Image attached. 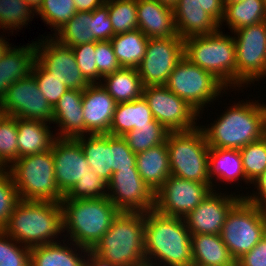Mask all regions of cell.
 <instances>
[{
	"label": "cell",
	"mask_w": 266,
	"mask_h": 266,
	"mask_svg": "<svg viewBox=\"0 0 266 266\" xmlns=\"http://www.w3.org/2000/svg\"><path fill=\"white\" fill-rule=\"evenodd\" d=\"M144 220L147 266H193L191 234L183 218L154 209L144 213Z\"/></svg>",
	"instance_id": "cell-1"
},
{
	"label": "cell",
	"mask_w": 266,
	"mask_h": 266,
	"mask_svg": "<svg viewBox=\"0 0 266 266\" xmlns=\"http://www.w3.org/2000/svg\"><path fill=\"white\" fill-rule=\"evenodd\" d=\"M251 101L232 104L210 126H199L210 148L240 150L265 136L266 104Z\"/></svg>",
	"instance_id": "cell-2"
},
{
	"label": "cell",
	"mask_w": 266,
	"mask_h": 266,
	"mask_svg": "<svg viewBox=\"0 0 266 266\" xmlns=\"http://www.w3.org/2000/svg\"><path fill=\"white\" fill-rule=\"evenodd\" d=\"M3 231L29 248L60 241L56 239L64 232L61 203L20 200Z\"/></svg>",
	"instance_id": "cell-3"
},
{
	"label": "cell",
	"mask_w": 266,
	"mask_h": 266,
	"mask_svg": "<svg viewBox=\"0 0 266 266\" xmlns=\"http://www.w3.org/2000/svg\"><path fill=\"white\" fill-rule=\"evenodd\" d=\"M63 231L68 241L92 250L121 212L108 197L62 199Z\"/></svg>",
	"instance_id": "cell-4"
},
{
	"label": "cell",
	"mask_w": 266,
	"mask_h": 266,
	"mask_svg": "<svg viewBox=\"0 0 266 266\" xmlns=\"http://www.w3.org/2000/svg\"><path fill=\"white\" fill-rule=\"evenodd\" d=\"M144 213L120 212L92 251L117 266H147Z\"/></svg>",
	"instance_id": "cell-5"
},
{
	"label": "cell",
	"mask_w": 266,
	"mask_h": 266,
	"mask_svg": "<svg viewBox=\"0 0 266 266\" xmlns=\"http://www.w3.org/2000/svg\"><path fill=\"white\" fill-rule=\"evenodd\" d=\"M220 29L184 39V57L212 73L227 88L236 89V50L233 36Z\"/></svg>",
	"instance_id": "cell-6"
},
{
	"label": "cell",
	"mask_w": 266,
	"mask_h": 266,
	"mask_svg": "<svg viewBox=\"0 0 266 266\" xmlns=\"http://www.w3.org/2000/svg\"><path fill=\"white\" fill-rule=\"evenodd\" d=\"M7 171L20 200L60 203L64 197L56 184L52 150L20 157Z\"/></svg>",
	"instance_id": "cell-7"
},
{
	"label": "cell",
	"mask_w": 266,
	"mask_h": 266,
	"mask_svg": "<svg viewBox=\"0 0 266 266\" xmlns=\"http://www.w3.org/2000/svg\"><path fill=\"white\" fill-rule=\"evenodd\" d=\"M166 145L171 175L200 183H211L210 147L199 125L188 131L169 132Z\"/></svg>",
	"instance_id": "cell-8"
},
{
	"label": "cell",
	"mask_w": 266,
	"mask_h": 266,
	"mask_svg": "<svg viewBox=\"0 0 266 266\" xmlns=\"http://www.w3.org/2000/svg\"><path fill=\"white\" fill-rule=\"evenodd\" d=\"M220 235L237 261L266 235V208L242 198L229 211Z\"/></svg>",
	"instance_id": "cell-9"
},
{
	"label": "cell",
	"mask_w": 266,
	"mask_h": 266,
	"mask_svg": "<svg viewBox=\"0 0 266 266\" xmlns=\"http://www.w3.org/2000/svg\"><path fill=\"white\" fill-rule=\"evenodd\" d=\"M165 86L192 106L199 117L205 106L229 89L212 73L192 64L185 57L174 67Z\"/></svg>",
	"instance_id": "cell-10"
},
{
	"label": "cell",
	"mask_w": 266,
	"mask_h": 266,
	"mask_svg": "<svg viewBox=\"0 0 266 266\" xmlns=\"http://www.w3.org/2000/svg\"><path fill=\"white\" fill-rule=\"evenodd\" d=\"M235 36H234V35ZM236 50V87H247L266 76V21L232 33Z\"/></svg>",
	"instance_id": "cell-11"
},
{
	"label": "cell",
	"mask_w": 266,
	"mask_h": 266,
	"mask_svg": "<svg viewBox=\"0 0 266 266\" xmlns=\"http://www.w3.org/2000/svg\"><path fill=\"white\" fill-rule=\"evenodd\" d=\"M142 96L147 101L153 118L169 132L188 131L197 127L199 113L165 85L145 86Z\"/></svg>",
	"instance_id": "cell-12"
},
{
	"label": "cell",
	"mask_w": 266,
	"mask_h": 266,
	"mask_svg": "<svg viewBox=\"0 0 266 266\" xmlns=\"http://www.w3.org/2000/svg\"><path fill=\"white\" fill-rule=\"evenodd\" d=\"M212 191L211 183H200L170 175L155 193V210L165 216L184 219Z\"/></svg>",
	"instance_id": "cell-13"
},
{
	"label": "cell",
	"mask_w": 266,
	"mask_h": 266,
	"mask_svg": "<svg viewBox=\"0 0 266 266\" xmlns=\"http://www.w3.org/2000/svg\"><path fill=\"white\" fill-rule=\"evenodd\" d=\"M0 111L16 118L49 124L53 121V107L45 99L31 74L9 86L0 102Z\"/></svg>",
	"instance_id": "cell-14"
},
{
	"label": "cell",
	"mask_w": 266,
	"mask_h": 266,
	"mask_svg": "<svg viewBox=\"0 0 266 266\" xmlns=\"http://www.w3.org/2000/svg\"><path fill=\"white\" fill-rule=\"evenodd\" d=\"M183 57V38H149L146 53L137 68L143 86L165 85Z\"/></svg>",
	"instance_id": "cell-15"
},
{
	"label": "cell",
	"mask_w": 266,
	"mask_h": 266,
	"mask_svg": "<svg viewBox=\"0 0 266 266\" xmlns=\"http://www.w3.org/2000/svg\"><path fill=\"white\" fill-rule=\"evenodd\" d=\"M51 35L34 41L35 59L68 89L84 90L90 83L77 66L72 48L59 43Z\"/></svg>",
	"instance_id": "cell-16"
},
{
	"label": "cell",
	"mask_w": 266,
	"mask_h": 266,
	"mask_svg": "<svg viewBox=\"0 0 266 266\" xmlns=\"http://www.w3.org/2000/svg\"><path fill=\"white\" fill-rule=\"evenodd\" d=\"M108 198L121 212L145 213L155 209V193L145 184L137 169L112 174Z\"/></svg>",
	"instance_id": "cell-17"
},
{
	"label": "cell",
	"mask_w": 266,
	"mask_h": 266,
	"mask_svg": "<svg viewBox=\"0 0 266 266\" xmlns=\"http://www.w3.org/2000/svg\"><path fill=\"white\" fill-rule=\"evenodd\" d=\"M216 192V190L212 191L184 218L191 235H220L229 211L245 196L240 193L228 195Z\"/></svg>",
	"instance_id": "cell-18"
},
{
	"label": "cell",
	"mask_w": 266,
	"mask_h": 266,
	"mask_svg": "<svg viewBox=\"0 0 266 266\" xmlns=\"http://www.w3.org/2000/svg\"><path fill=\"white\" fill-rule=\"evenodd\" d=\"M51 150L56 184L65 195L78 180L92 170L80 143L76 139L56 138Z\"/></svg>",
	"instance_id": "cell-19"
},
{
	"label": "cell",
	"mask_w": 266,
	"mask_h": 266,
	"mask_svg": "<svg viewBox=\"0 0 266 266\" xmlns=\"http://www.w3.org/2000/svg\"><path fill=\"white\" fill-rule=\"evenodd\" d=\"M115 99L100 83L89 84L83 90V115L85 135L109 134L116 108Z\"/></svg>",
	"instance_id": "cell-20"
},
{
	"label": "cell",
	"mask_w": 266,
	"mask_h": 266,
	"mask_svg": "<svg viewBox=\"0 0 266 266\" xmlns=\"http://www.w3.org/2000/svg\"><path fill=\"white\" fill-rule=\"evenodd\" d=\"M83 90L69 89L53 106V124L60 127L57 138H77L85 136L82 108Z\"/></svg>",
	"instance_id": "cell-21"
},
{
	"label": "cell",
	"mask_w": 266,
	"mask_h": 266,
	"mask_svg": "<svg viewBox=\"0 0 266 266\" xmlns=\"http://www.w3.org/2000/svg\"><path fill=\"white\" fill-rule=\"evenodd\" d=\"M173 13L180 38L213 34L220 29L219 23L202 9L198 0H178Z\"/></svg>",
	"instance_id": "cell-22"
},
{
	"label": "cell",
	"mask_w": 266,
	"mask_h": 266,
	"mask_svg": "<svg viewBox=\"0 0 266 266\" xmlns=\"http://www.w3.org/2000/svg\"><path fill=\"white\" fill-rule=\"evenodd\" d=\"M138 29L148 38L179 37L173 9L155 0H136Z\"/></svg>",
	"instance_id": "cell-23"
},
{
	"label": "cell",
	"mask_w": 266,
	"mask_h": 266,
	"mask_svg": "<svg viewBox=\"0 0 266 266\" xmlns=\"http://www.w3.org/2000/svg\"><path fill=\"white\" fill-rule=\"evenodd\" d=\"M61 241L63 244L57 241L31 248L30 266H86L89 250L73 242L66 245L64 239Z\"/></svg>",
	"instance_id": "cell-24"
},
{
	"label": "cell",
	"mask_w": 266,
	"mask_h": 266,
	"mask_svg": "<svg viewBox=\"0 0 266 266\" xmlns=\"http://www.w3.org/2000/svg\"><path fill=\"white\" fill-rule=\"evenodd\" d=\"M15 47L10 46L0 58V102L9 86L30 74L35 60L34 41L25 46Z\"/></svg>",
	"instance_id": "cell-25"
},
{
	"label": "cell",
	"mask_w": 266,
	"mask_h": 266,
	"mask_svg": "<svg viewBox=\"0 0 266 266\" xmlns=\"http://www.w3.org/2000/svg\"><path fill=\"white\" fill-rule=\"evenodd\" d=\"M136 167L145 184L156 193L171 175L166 141L136 154Z\"/></svg>",
	"instance_id": "cell-26"
},
{
	"label": "cell",
	"mask_w": 266,
	"mask_h": 266,
	"mask_svg": "<svg viewBox=\"0 0 266 266\" xmlns=\"http://www.w3.org/2000/svg\"><path fill=\"white\" fill-rule=\"evenodd\" d=\"M49 123L17 118L18 158L51 150L57 138ZM52 132V133H51Z\"/></svg>",
	"instance_id": "cell-27"
},
{
	"label": "cell",
	"mask_w": 266,
	"mask_h": 266,
	"mask_svg": "<svg viewBox=\"0 0 266 266\" xmlns=\"http://www.w3.org/2000/svg\"><path fill=\"white\" fill-rule=\"evenodd\" d=\"M75 139L80 143L92 172L108 183L113 174L112 135L88 134Z\"/></svg>",
	"instance_id": "cell-28"
},
{
	"label": "cell",
	"mask_w": 266,
	"mask_h": 266,
	"mask_svg": "<svg viewBox=\"0 0 266 266\" xmlns=\"http://www.w3.org/2000/svg\"><path fill=\"white\" fill-rule=\"evenodd\" d=\"M209 177L213 191H215L217 187L214 183H218L214 181L217 180L220 181V183H234L236 181V183H239L238 180L242 181L244 179L243 181H245L247 185L250 183L245 176L240 151L236 149L210 148Z\"/></svg>",
	"instance_id": "cell-29"
},
{
	"label": "cell",
	"mask_w": 266,
	"mask_h": 266,
	"mask_svg": "<svg viewBox=\"0 0 266 266\" xmlns=\"http://www.w3.org/2000/svg\"><path fill=\"white\" fill-rule=\"evenodd\" d=\"M154 120L147 101L142 96L131 102L116 105L109 134L113 136H124L133 129L150 126Z\"/></svg>",
	"instance_id": "cell-30"
},
{
	"label": "cell",
	"mask_w": 266,
	"mask_h": 266,
	"mask_svg": "<svg viewBox=\"0 0 266 266\" xmlns=\"http://www.w3.org/2000/svg\"><path fill=\"white\" fill-rule=\"evenodd\" d=\"M193 265L229 266L237 265L221 235H191Z\"/></svg>",
	"instance_id": "cell-31"
},
{
	"label": "cell",
	"mask_w": 266,
	"mask_h": 266,
	"mask_svg": "<svg viewBox=\"0 0 266 266\" xmlns=\"http://www.w3.org/2000/svg\"><path fill=\"white\" fill-rule=\"evenodd\" d=\"M101 86L115 99L116 103H126L143 95V83L136 68H121L102 78ZM104 82V83H103Z\"/></svg>",
	"instance_id": "cell-32"
},
{
	"label": "cell",
	"mask_w": 266,
	"mask_h": 266,
	"mask_svg": "<svg viewBox=\"0 0 266 266\" xmlns=\"http://www.w3.org/2000/svg\"><path fill=\"white\" fill-rule=\"evenodd\" d=\"M149 38L139 29L116 34L110 42L122 68H138L146 53Z\"/></svg>",
	"instance_id": "cell-33"
},
{
	"label": "cell",
	"mask_w": 266,
	"mask_h": 266,
	"mask_svg": "<svg viewBox=\"0 0 266 266\" xmlns=\"http://www.w3.org/2000/svg\"><path fill=\"white\" fill-rule=\"evenodd\" d=\"M266 21V8L263 0H242L227 4L219 26L225 22L233 33L239 28Z\"/></svg>",
	"instance_id": "cell-34"
},
{
	"label": "cell",
	"mask_w": 266,
	"mask_h": 266,
	"mask_svg": "<svg viewBox=\"0 0 266 266\" xmlns=\"http://www.w3.org/2000/svg\"><path fill=\"white\" fill-rule=\"evenodd\" d=\"M53 38L69 47L98 41L92 33V12L77 11Z\"/></svg>",
	"instance_id": "cell-35"
},
{
	"label": "cell",
	"mask_w": 266,
	"mask_h": 266,
	"mask_svg": "<svg viewBox=\"0 0 266 266\" xmlns=\"http://www.w3.org/2000/svg\"><path fill=\"white\" fill-rule=\"evenodd\" d=\"M169 131L157 120H153L150 126L133 129L123 136L128 147L135 154L160 145L166 141Z\"/></svg>",
	"instance_id": "cell-36"
},
{
	"label": "cell",
	"mask_w": 266,
	"mask_h": 266,
	"mask_svg": "<svg viewBox=\"0 0 266 266\" xmlns=\"http://www.w3.org/2000/svg\"><path fill=\"white\" fill-rule=\"evenodd\" d=\"M114 34L138 29L136 0H106Z\"/></svg>",
	"instance_id": "cell-37"
},
{
	"label": "cell",
	"mask_w": 266,
	"mask_h": 266,
	"mask_svg": "<svg viewBox=\"0 0 266 266\" xmlns=\"http://www.w3.org/2000/svg\"><path fill=\"white\" fill-rule=\"evenodd\" d=\"M35 14L36 11L24 0H0V29L11 30L13 34V30L26 27Z\"/></svg>",
	"instance_id": "cell-38"
},
{
	"label": "cell",
	"mask_w": 266,
	"mask_h": 266,
	"mask_svg": "<svg viewBox=\"0 0 266 266\" xmlns=\"http://www.w3.org/2000/svg\"><path fill=\"white\" fill-rule=\"evenodd\" d=\"M17 118L0 115V169L7 170L18 159Z\"/></svg>",
	"instance_id": "cell-39"
},
{
	"label": "cell",
	"mask_w": 266,
	"mask_h": 266,
	"mask_svg": "<svg viewBox=\"0 0 266 266\" xmlns=\"http://www.w3.org/2000/svg\"><path fill=\"white\" fill-rule=\"evenodd\" d=\"M76 12L74 0H42L36 15H39L51 29L53 28L54 35Z\"/></svg>",
	"instance_id": "cell-40"
},
{
	"label": "cell",
	"mask_w": 266,
	"mask_h": 266,
	"mask_svg": "<svg viewBox=\"0 0 266 266\" xmlns=\"http://www.w3.org/2000/svg\"><path fill=\"white\" fill-rule=\"evenodd\" d=\"M239 151L246 179L251 184L266 170V136Z\"/></svg>",
	"instance_id": "cell-41"
},
{
	"label": "cell",
	"mask_w": 266,
	"mask_h": 266,
	"mask_svg": "<svg viewBox=\"0 0 266 266\" xmlns=\"http://www.w3.org/2000/svg\"><path fill=\"white\" fill-rule=\"evenodd\" d=\"M108 183L90 171L64 195L63 199H99L108 196Z\"/></svg>",
	"instance_id": "cell-42"
},
{
	"label": "cell",
	"mask_w": 266,
	"mask_h": 266,
	"mask_svg": "<svg viewBox=\"0 0 266 266\" xmlns=\"http://www.w3.org/2000/svg\"><path fill=\"white\" fill-rule=\"evenodd\" d=\"M30 74L35 78L38 88L43 93L45 99L53 107L59 98L68 91V87L60 80L51 76L36 59L33 62Z\"/></svg>",
	"instance_id": "cell-43"
},
{
	"label": "cell",
	"mask_w": 266,
	"mask_h": 266,
	"mask_svg": "<svg viewBox=\"0 0 266 266\" xmlns=\"http://www.w3.org/2000/svg\"><path fill=\"white\" fill-rule=\"evenodd\" d=\"M30 251L0 230V266H30Z\"/></svg>",
	"instance_id": "cell-44"
},
{
	"label": "cell",
	"mask_w": 266,
	"mask_h": 266,
	"mask_svg": "<svg viewBox=\"0 0 266 266\" xmlns=\"http://www.w3.org/2000/svg\"><path fill=\"white\" fill-rule=\"evenodd\" d=\"M19 201L20 196L11 174L0 169V230L8 224L10 215Z\"/></svg>",
	"instance_id": "cell-45"
},
{
	"label": "cell",
	"mask_w": 266,
	"mask_h": 266,
	"mask_svg": "<svg viewBox=\"0 0 266 266\" xmlns=\"http://www.w3.org/2000/svg\"><path fill=\"white\" fill-rule=\"evenodd\" d=\"M77 66L84 78L90 83H99V72L96 66V42L71 47ZM98 80V81H97Z\"/></svg>",
	"instance_id": "cell-46"
},
{
	"label": "cell",
	"mask_w": 266,
	"mask_h": 266,
	"mask_svg": "<svg viewBox=\"0 0 266 266\" xmlns=\"http://www.w3.org/2000/svg\"><path fill=\"white\" fill-rule=\"evenodd\" d=\"M96 66L99 72V83L106 75L119 71L120 66L110 40L96 41ZM101 78V79H100Z\"/></svg>",
	"instance_id": "cell-47"
},
{
	"label": "cell",
	"mask_w": 266,
	"mask_h": 266,
	"mask_svg": "<svg viewBox=\"0 0 266 266\" xmlns=\"http://www.w3.org/2000/svg\"><path fill=\"white\" fill-rule=\"evenodd\" d=\"M136 154L128 147L123 136L112 135V171L137 169Z\"/></svg>",
	"instance_id": "cell-48"
},
{
	"label": "cell",
	"mask_w": 266,
	"mask_h": 266,
	"mask_svg": "<svg viewBox=\"0 0 266 266\" xmlns=\"http://www.w3.org/2000/svg\"><path fill=\"white\" fill-rule=\"evenodd\" d=\"M92 33L98 41L110 40L115 36L106 4L92 11Z\"/></svg>",
	"instance_id": "cell-49"
},
{
	"label": "cell",
	"mask_w": 266,
	"mask_h": 266,
	"mask_svg": "<svg viewBox=\"0 0 266 266\" xmlns=\"http://www.w3.org/2000/svg\"><path fill=\"white\" fill-rule=\"evenodd\" d=\"M237 266H266V235L236 261Z\"/></svg>",
	"instance_id": "cell-50"
},
{
	"label": "cell",
	"mask_w": 266,
	"mask_h": 266,
	"mask_svg": "<svg viewBox=\"0 0 266 266\" xmlns=\"http://www.w3.org/2000/svg\"><path fill=\"white\" fill-rule=\"evenodd\" d=\"M251 184L255 185L257 191L247 193L243 198L251 204L266 208V170Z\"/></svg>",
	"instance_id": "cell-51"
},
{
	"label": "cell",
	"mask_w": 266,
	"mask_h": 266,
	"mask_svg": "<svg viewBox=\"0 0 266 266\" xmlns=\"http://www.w3.org/2000/svg\"><path fill=\"white\" fill-rule=\"evenodd\" d=\"M202 9L207 11L219 24L224 15V4L222 0H198Z\"/></svg>",
	"instance_id": "cell-52"
},
{
	"label": "cell",
	"mask_w": 266,
	"mask_h": 266,
	"mask_svg": "<svg viewBox=\"0 0 266 266\" xmlns=\"http://www.w3.org/2000/svg\"><path fill=\"white\" fill-rule=\"evenodd\" d=\"M106 0H74L78 12H92L105 4Z\"/></svg>",
	"instance_id": "cell-53"
},
{
	"label": "cell",
	"mask_w": 266,
	"mask_h": 266,
	"mask_svg": "<svg viewBox=\"0 0 266 266\" xmlns=\"http://www.w3.org/2000/svg\"><path fill=\"white\" fill-rule=\"evenodd\" d=\"M86 266H117V265L112 264L108 260L102 259L92 250H89L86 258Z\"/></svg>",
	"instance_id": "cell-54"
},
{
	"label": "cell",
	"mask_w": 266,
	"mask_h": 266,
	"mask_svg": "<svg viewBox=\"0 0 266 266\" xmlns=\"http://www.w3.org/2000/svg\"><path fill=\"white\" fill-rule=\"evenodd\" d=\"M6 38L2 35L0 36V58L7 51L11 44L5 40Z\"/></svg>",
	"instance_id": "cell-55"
},
{
	"label": "cell",
	"mask_w": 266,
	"mask_h": 266,
	"mask_svg": "<svg viewBox=\"0 0 266 266\" xmlns=\"http://www.w3.org/2000/svg\"><path fill=\"white\" fill-rule=\"evenodd\" d=\"M155 1L161 3L164 6L171 8V9H173L178 2V0H155Z\"/></svg>",
	"instance_id": "cell-56"
},
{
	"label": "cell",
	"mask_w": 266,
	"mask_h": 266,
	"mask_svg": "<svg viewBox=\"0 0 266 266\" xmlns=\"http://www.w3.org/2000/svg\"><path fill=\"white\" fill-rule=\"evenodd\" d=\"M24 1L28 3L35 11L42 3V0H24Z\"/></svg>",
	"instance_id": "cell-57"
},
{
	"label": "cell",
	"mask_w": 266,
	"mask_h": 266,
	"mask_svg": "<svg viewBox=\"0 0 266 266\" xmlns=\"http://www.w3.org/2000/svg\"><path fill=\"white\" fill-rule=\"evenodd\" d=\"M222 1H223L224 6H225V5H227V4L240 2V1H242V0H222Z\"/></svg>",
	"instance_id": "cell-58"
},
{
	"label": "cell",
	"mask_w": 266,
	"mask_h": 266,
	"mask_svg": "<svg viewBox=\"0 0 266 266\" xmlns=\"http://www.w3.org/2000/svg\"><path fill=\"white\" fill-rule=\"evenodd\" d=\"M193 266H208V265H193ZM229 266H237V265H229Z\"/></svg>",
	"instance_id": "cell-59"
}]
</instances>
